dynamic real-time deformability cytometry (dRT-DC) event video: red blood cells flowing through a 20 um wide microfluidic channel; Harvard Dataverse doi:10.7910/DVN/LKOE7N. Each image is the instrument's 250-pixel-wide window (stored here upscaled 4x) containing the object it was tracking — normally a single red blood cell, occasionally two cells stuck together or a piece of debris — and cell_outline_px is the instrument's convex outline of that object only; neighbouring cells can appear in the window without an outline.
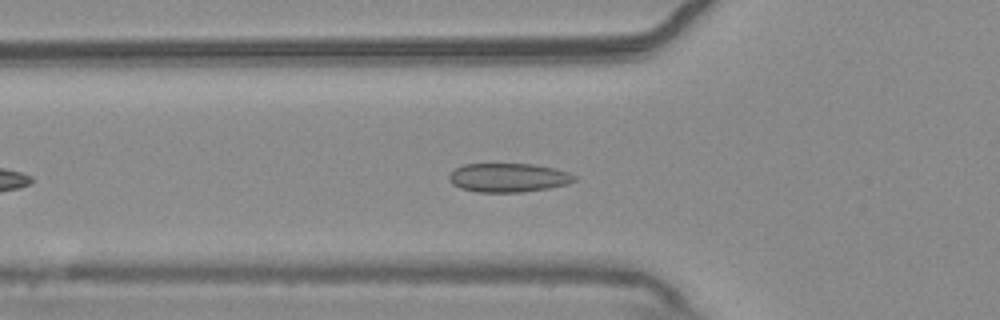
{"species": "common noctule bat (a hibernating species)", "species_latin": "Nyctalus noctula", "temperature_condition": "warm", "stored_images_in_passage": 34, "camera_frame_rate_fps": 3000, "um_per_image_px": 0.085, "animal": {"sex": "male", "body_mass_g": 20.4}, "frame": {"image": 1, "passage_image": 9, "time_ms": 2.667, "image_size_px": [1000, 320], "cell_outline_px": [[576, 180], [568, 184], [548, 188], [520, 192], [476, 192], [460, 188], [452, 184], [448, 180], [448, 176], [456, 168], [464, 164], [532, 164], [556, 168], [568, 172], [576, 176]], "centroid_in_image_um": [43.21, 15.1], "position_along_channel_um": 82.6, "area_um2": 21.15}}
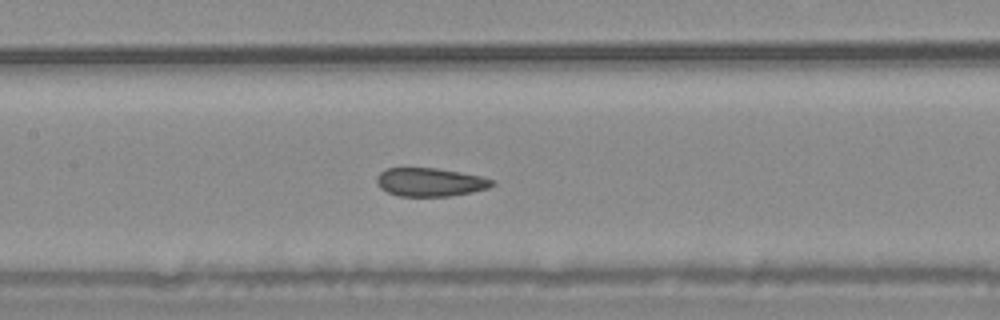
{"frame": {"image": 2, "passage_image": 16, "time_ms": 5.0, "image_size_px": [1000, 320], "cell_outline_px": [[496, 184], [488, 188], [472, 192], [452, 196], [400, 196], [388, 192], [380, 188], [376, 180], [376, 176], [380, 172], [388, 168], [436, 168], [460, 172], [480, 176], [496, 180]], "centroid_in_image_um": [36.59, 15.48], "position_along_channel_um": 170.8, "area_um2": 19.19}}
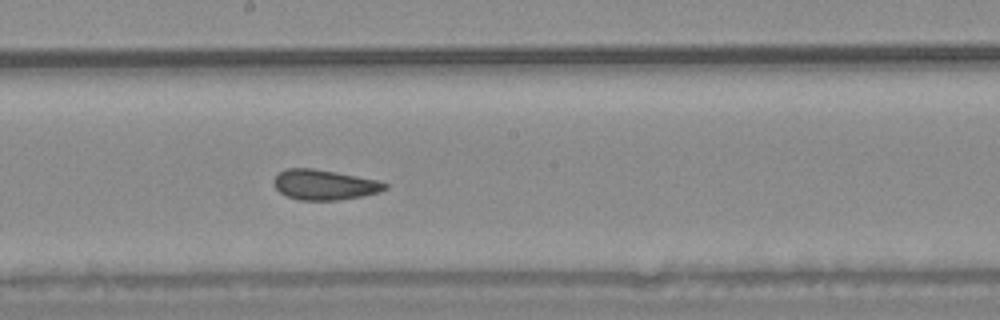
{"frame": {"image": 3, "passage_image": 20, "time_ms": 6.333, "image_size_px": [1000, 320], "cell_outline_px": [[388, 188], [380, 192], [360, 196], [336, 200], [300, 200], [288, 196], [280, 192], [272, 184], [272, 180], [276, 172], [284, 168], [312, 168], [336, 172], [376, 180], [388, 184]], "centroid_in_image_um": [27.5, 15.69], "position_along_channel_um": 220.7, "area_um2": 19.59}, "authors_computed_cell_mechanics": {"area_um2": 20.0566, "velocity_mm_per_s": 3.7464, "shape_relaxation_time_tau1_ms": 5.5182, "shape_relaxation_time_tau2_ms": 1.4873, "deformation_change_tau1": 0.0932, "deformation_change_tau2": 0.056}}